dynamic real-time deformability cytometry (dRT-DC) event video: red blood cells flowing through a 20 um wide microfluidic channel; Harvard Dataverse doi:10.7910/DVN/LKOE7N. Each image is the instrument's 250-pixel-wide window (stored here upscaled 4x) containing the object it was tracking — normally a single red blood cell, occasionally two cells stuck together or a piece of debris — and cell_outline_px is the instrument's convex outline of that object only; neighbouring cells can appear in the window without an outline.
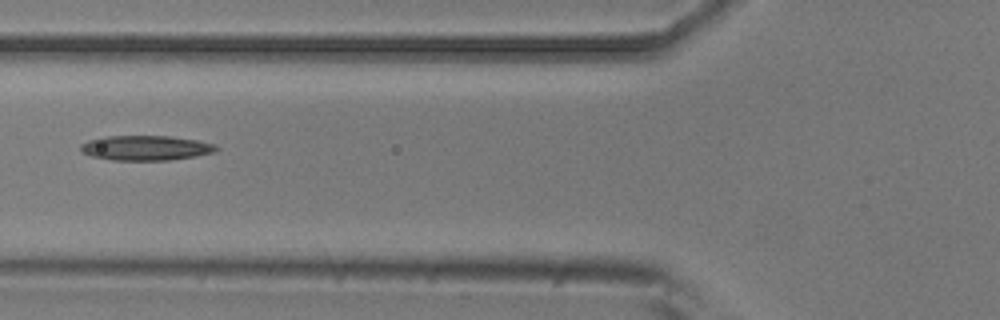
{"species": "common noctule bat (a hibernating species)", "species_latin": "Nyctalus noctula", "temperature_condition": "room temperature", "stored_images_in_passage": 5, "camera_frame_rate_fps": 3000, "um_per_image_px": 0.085, "animal": {"sex": "male", "body_mass_g": 20.5, "forearm_length_mm": 52.5}, "frame": {"image": 1, "passage_image": 5, "time_ms": 1.333, "image_size_px": [1000, 320], "cell_outline_px": [[220, 148], [216, 152], [196, 156], [168, 160], [112, 160], [92, 156], [80, 152], [80, 144], [88, 140], [104, 136], [168, 136], [196, 140], [216, 144]], "centroid_in_image_um": [12.39, 12.57], "position_along_channel_um": 113.4, "area_um2": 19.77}}